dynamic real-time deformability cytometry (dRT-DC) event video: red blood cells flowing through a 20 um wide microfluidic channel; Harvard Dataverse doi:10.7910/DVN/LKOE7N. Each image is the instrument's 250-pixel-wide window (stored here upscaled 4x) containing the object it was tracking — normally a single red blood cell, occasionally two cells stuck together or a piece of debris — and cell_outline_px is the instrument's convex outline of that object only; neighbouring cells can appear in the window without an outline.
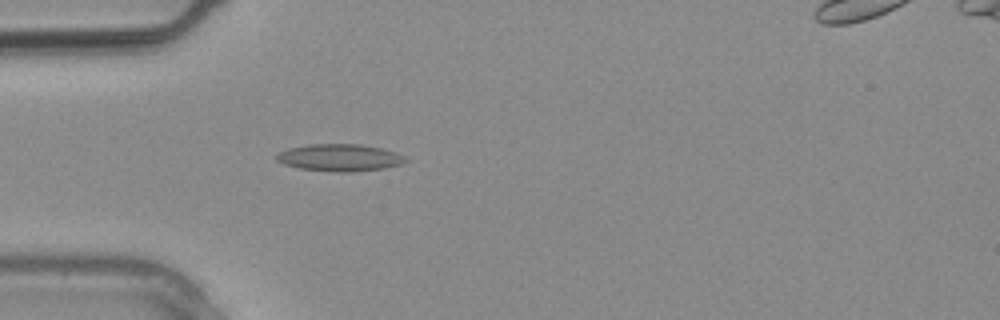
{"species": "common noctule bat (a hibernating species)", "species_latin": "Nyctalus noctula", "temperature_condition": "warm", "stored_images_in_passage": 4, "segment_of_instrument_passage": [1, 2], "camera_frame_rate_fps": 3000, "um_per_image_px": 0.085, "animal": {"sex": "male", "body_mass_g": 20.4}, "frame": {"image": 1, "passage_image": 3, "time_ms": 0.667, "image_size_px": [1000, 320], "cell_outline_px": [[408, 160], [400, 164], [384, 168], [352, 172], [336, 172], [300, 168], [284, 164], [276, 160], [276, 156], [280, 152], [288, 148], [308, 144], [360, 144], [380, 148], [396, 152], [404, 156]], "centroid_in_image_um": [28.87, 13.39], "position_along_channel_um": 56.1, "area_um2": 20.29}}